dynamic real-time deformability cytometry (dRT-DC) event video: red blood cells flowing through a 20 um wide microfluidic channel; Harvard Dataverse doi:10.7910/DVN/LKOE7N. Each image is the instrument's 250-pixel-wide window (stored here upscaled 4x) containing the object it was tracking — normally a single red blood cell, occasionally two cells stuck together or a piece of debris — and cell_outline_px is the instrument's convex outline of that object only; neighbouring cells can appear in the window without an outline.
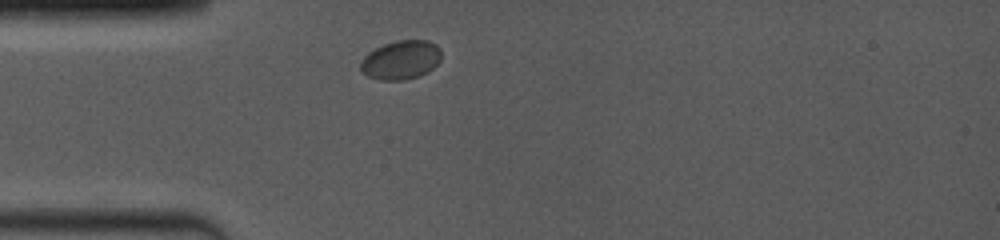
{"species": "common noctule bat (a hibernating species)", "species_latin": "Nyctalus noctula", "temperature_condition": "room temperature", "stored_images_in_passage": 25, "camera_frame_rate_fps": 4000, "um_per_image_px": 0.085, "animal": {"sex": "female", "body_mass_g": 19.0, "forearm_length_mm": 53.3}, "frame": {"image": 1, "passage_image": 1, "time_ms": 0.0, "image_size_px": [1000, 240], "cell_outline_px": [[440, 60], [428, 72], [404, 80], [380, 80], [368, 76], [360, 72], [360, 60], [368, 52], [384, 44], [396, 40], [428, 40], [436, 44], [440, 48]], "centroid_in_image_um": [34.05, 5.09], "position_along_channel_um": 51.0, "area_um2": 18.38}}
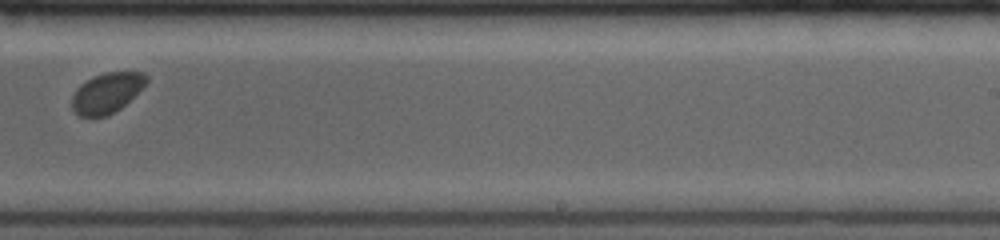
{"frame": {"image": 2, "passage_image": 14, "time_ms": 6.0, "image_size_px": [1000, 240], "cell_outline_px": [[148, 80], [120, 108], [108, 116], [80, 116], [72, 108], [72, 96], [76, 88], [80, 84], [92, 76], [104, 72], [144, 72], [148, 76]], "centroid_in_image_um": [9.04, 7.87], "position_along_channel_um": 280.0, "area_um2": 17.22}}
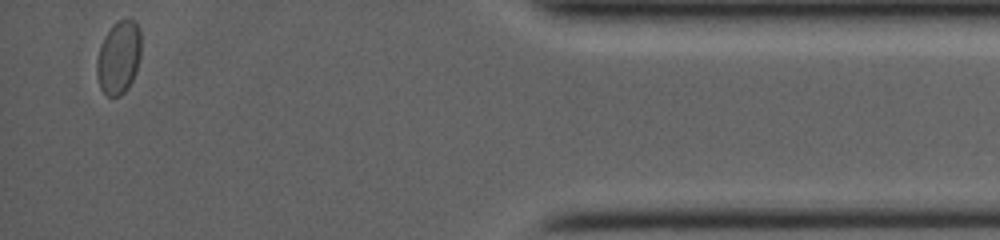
{"frame": {"image": 3, "passage_image": 25, "time_ms": 10.75, "image_size_px": [1000, 240], "cell_outline_px": [[140, 56], [136, 72], [128, 88], [120, 96], [108, 96], [100, 88], [96, 76], [96, 64], [100, 44], [104, 36], [112, 24], [120, 20], [132, 20], [140, 28]], "centroid_in_image_um": [10.07, 4.89], "position_along_channel_um": 425.1, "area_um2": 18.96}, "authors_computed_cell_mechanics": {"area_um2": 18.3804, "velocity_mm_per_s": 3.9995, "shape_relaxation_time_tau1_ms": null, "shape_relaxation_time_tau2_ms": 2.0626, "deformation_change_tau1": null, "deformation_change_tau2": 0.031}}